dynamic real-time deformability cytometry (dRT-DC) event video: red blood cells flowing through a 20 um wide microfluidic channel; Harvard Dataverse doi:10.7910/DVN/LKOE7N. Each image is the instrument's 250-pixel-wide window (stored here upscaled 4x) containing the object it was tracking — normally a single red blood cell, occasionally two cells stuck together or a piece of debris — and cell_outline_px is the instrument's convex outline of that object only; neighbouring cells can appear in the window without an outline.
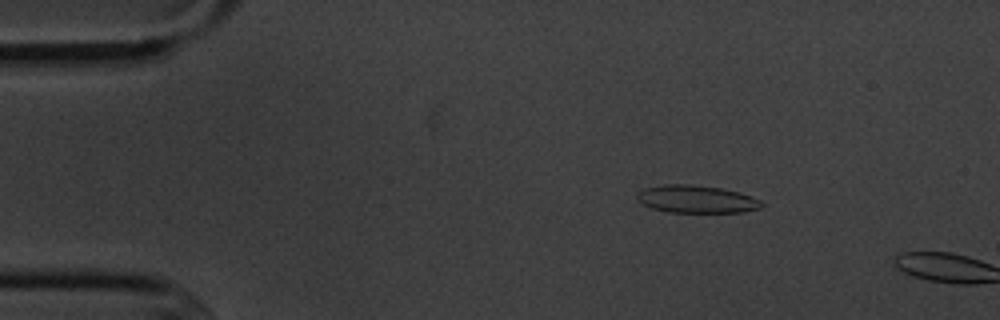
{"species": "common noctule bat (a hibernating species)", "species_latin": "Nyctalus noctula", "temperature_condition": "cold", "stored_images_in_passage": 4, "camera_frame_rate_fps": 3000, "um_per_image_px": 0.085, "animal": {"sex": "male", "body_mass_g": 20.1, "forearm_length_mm": 53.5}, "frame": {"image": 1, "passage_image": 3, "time_ms": 2.333, "image_size_px": [1000, 320], "cell_outline_px": [[764, 204], [760, 208], [744, 212], [668, 212], [652, 208], [636, 200], [636, 192], [644, 188], [664, 184], [688, 184], [720, 188], [740, 192], [760, 200]], "centroid_in_image_um": [59.17, 16.92], "position_along_channel_um": 25.8, "area_um2": 20.11}}